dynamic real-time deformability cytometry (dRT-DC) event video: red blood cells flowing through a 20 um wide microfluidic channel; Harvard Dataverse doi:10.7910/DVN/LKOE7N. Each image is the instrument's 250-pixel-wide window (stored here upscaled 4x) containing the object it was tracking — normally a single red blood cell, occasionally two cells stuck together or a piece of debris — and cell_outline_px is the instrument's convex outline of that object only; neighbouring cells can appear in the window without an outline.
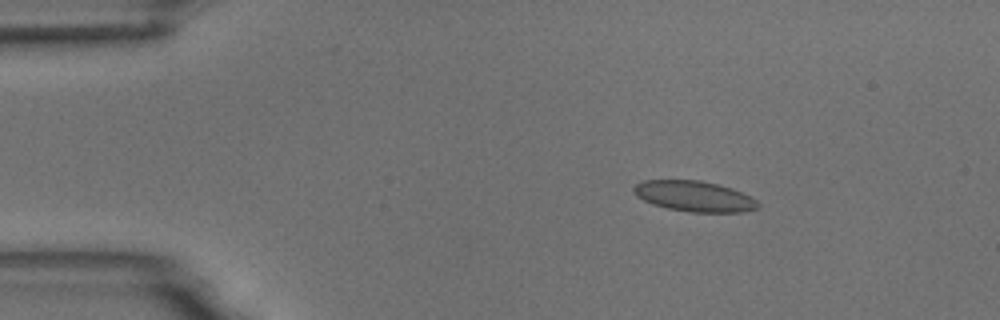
{"species": "common noctule bat (a hibernating species)", "species_latin": "Nyctalus noctula", "temperature_condition": "room temperature", "stored_images_in_passage": 4, "camera_frame_rate_fps": 3000, "um_per_image_px": 0.085, "animal": {"sex": "male", "body_mass_g": 18.8}, "frame": {"image": 1, "passage_image": 3, "time_ms": 2.333, "image_size_px": [1000, 320], "cell_outline_px": [[760, 208], [744, 212], [692, 212], [668, 208], [652, 204], [636, 196], [632, 188], [636, 184], [644, 180], [700, 180], [732, 188], [756, 200], [760, 204]], "centroid_in_image_um": [59.01, 16.68], "position_along_channel_um": 26.0, "area_um2": 22.08}}